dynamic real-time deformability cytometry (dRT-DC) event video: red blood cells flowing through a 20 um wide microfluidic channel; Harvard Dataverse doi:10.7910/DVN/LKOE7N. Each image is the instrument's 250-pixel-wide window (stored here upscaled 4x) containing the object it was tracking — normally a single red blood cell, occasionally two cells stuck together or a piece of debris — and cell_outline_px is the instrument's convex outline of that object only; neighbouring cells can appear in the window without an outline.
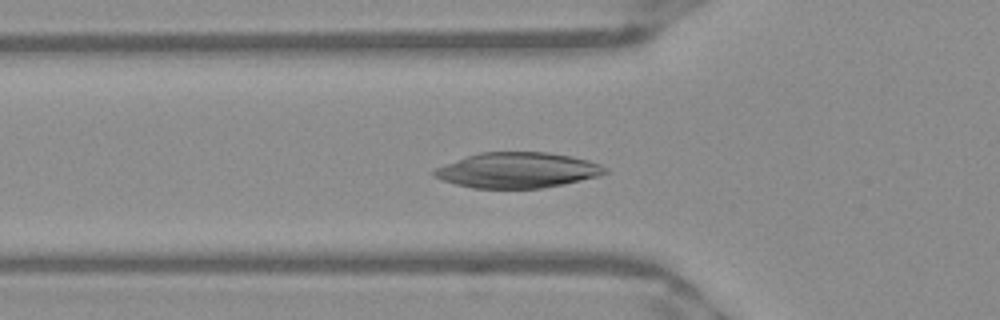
{"species": "Egyptian fruit bat (a non-hibernating species)", "species_latin": "Rousettus aegyptiacus", "temperature_condition": "warm", "stored_images_in_passage": 37, "camera_frame_rate_fps": 3000, "um_per_image_px": 0.085, "frame": {"image": 1, "passage_image": 3, "time_ms": 0.667, "image_size_px": [1000, 320], "cell_outline_px": [[608, 172], [600, 176], [564, 184], [540, 188], [472, 188], [456, 184], [432, 176], [432, 172], [436, 168], [468, 156], [480, 152], [548, 152], [572, 156], [588, 160], [600, 164], [608, 168]], "centroid_in_image_um": [44.04, 14.47], "position_along_channel_um": 81.8, "area_um2": 35.2}}
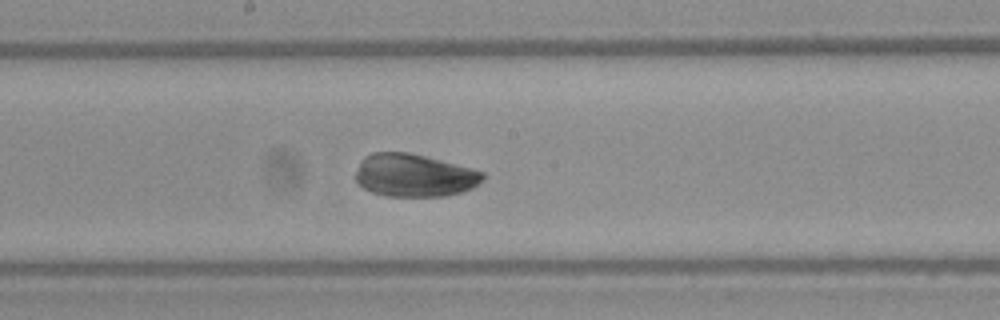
{"frame": {"image": 2, "passage_image": 13, "time_ms": 4.0, "image_size_px": [1000, 320], "cell_outline_px": [[484, 180], [480, 184], [472, 188], [448, 196], [384, 196], [372, 192], [356, 184], [356, 172], [360, 160], [364, 156], [372, 152], [408, 152], [472, 168], [484, 172]], "centroid_in_image_um": [35.19, 14.91], "position_along_channel_um": 213.0, "area_um2": 31.96}}
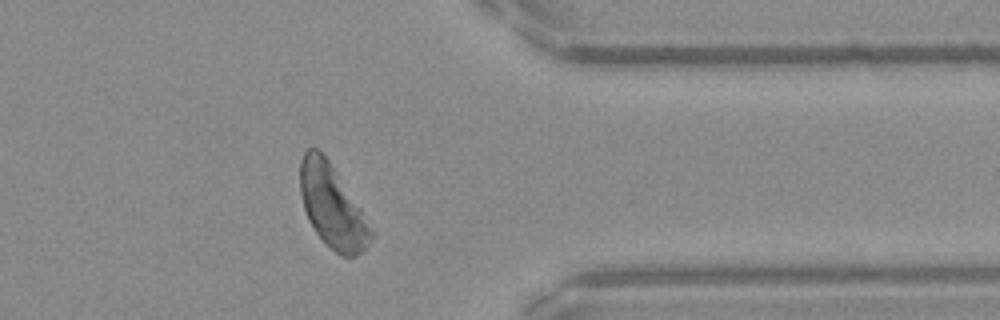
{"frame": {"image": 3, "passage_image": 27, "time_ms": 8.667, "image_size_px": [1000, 320], "cell_outline_px": [[376, 236], [364, 252], [356, 256], [340, 256], [316, 232], [308, 220], [304, 208], [300, 192], [300, 160], [304, 152], [308, 148], [316, 148], [328, 160], [376, 232]], "centroid_in_image_um": [28.28, 17.58], "position_along_channel_um": 383.1, "area_um2": 34.04}}